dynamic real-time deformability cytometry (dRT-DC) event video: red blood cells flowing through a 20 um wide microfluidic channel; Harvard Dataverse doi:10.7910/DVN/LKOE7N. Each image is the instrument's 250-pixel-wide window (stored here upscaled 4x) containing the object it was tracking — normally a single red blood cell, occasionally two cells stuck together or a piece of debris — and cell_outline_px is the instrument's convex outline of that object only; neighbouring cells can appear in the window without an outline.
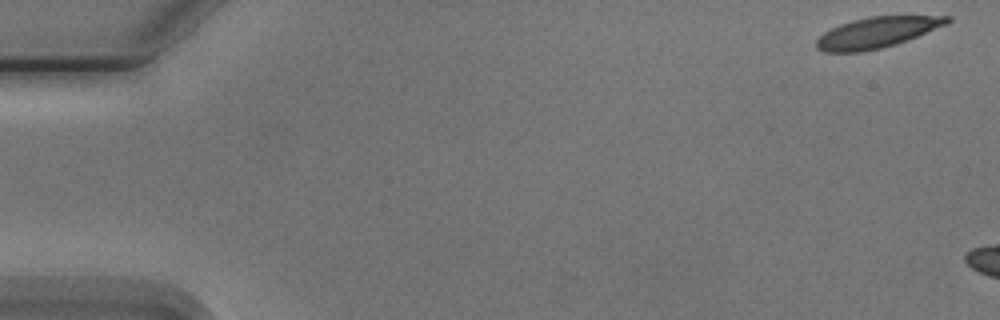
{"species": "Egyptian fruit bat (a non-hibernating species)", "species_latin": "Rousettus aegyptiacus", "temperature_condition": "cold", "stored_images_in_passage": 3, "camera_frame_rate_fps": 3000, "um_per_image_px": 0.085, "animal": {"sex": "male"}, "frame": {"image": 1, "passage_image": 1, "time_ms": 0.0, "image_size_px": [1000, 320], "cell_outline_px": [[952, 20], [948, 24], [908, 40], [896, 44], [880, 48], [860, 52], [824, 52], [816, 48], [816, 40], [824, 32], [840, 24], [852, 20], [868, 16], [952, 16]], "centroid_in_image_um": [74.55, 2.76], "position_along_channel_um": 10.4, "area_um2": 23.47}}